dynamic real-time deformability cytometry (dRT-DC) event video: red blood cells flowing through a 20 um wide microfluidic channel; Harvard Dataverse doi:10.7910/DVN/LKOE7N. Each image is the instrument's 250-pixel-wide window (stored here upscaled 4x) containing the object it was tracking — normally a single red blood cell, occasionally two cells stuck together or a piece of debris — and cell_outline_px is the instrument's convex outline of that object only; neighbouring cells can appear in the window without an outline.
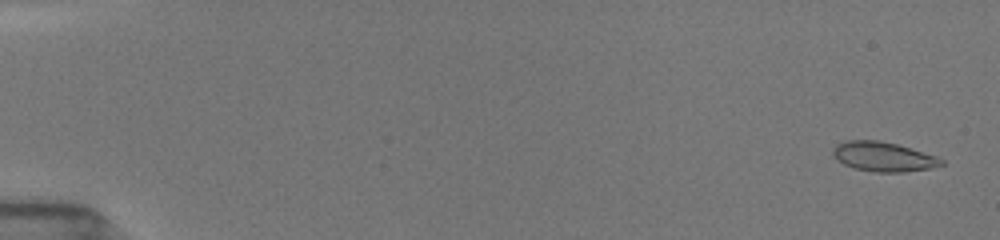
{"species": "common noctule bat (a hibernating species)", "species_latin": "Nyctalus noctula", "temperature_condition": "room temperature", "stored_images_in_passage": 53, "camera_frame_rate_fps": 3000, "um_per_image_px": 0.085, "animal": {"sex": "female", "body_mass_g": 19.5, "forearm_length_mm": 54.1}, "frame": {"image": 1, "passage_image": 2, "time_ms": 0.333, "image_size_px": [1000, 240], "cell_outline_px": [[944, 164], [928, 168], [904, 172], [876, 172], [852, 168], [844, 164], [832, 156], [832, 148], [836, 144], [844, 140], [880, 140], [896, 144], [936, 156], [944, 160]], "centroid_in_image_um": [75.02, 13.31], "position_along_channel_um": 10.0, "area_um2": 18.67}}
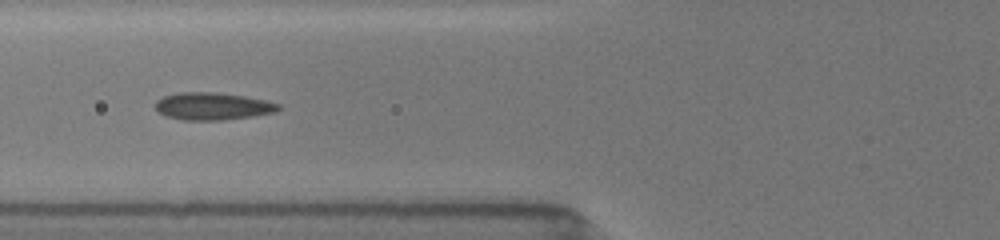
{"frame": {"image": 2, "passage_image": 22, "time_ms": 7.0, "image_size_px": [1000, 240], "cell_outline_px": [[280, 108], [276, 112], [252, 116], [220, 120], [184, 120], [164, 116], [156, 112], [156, 100], [164, 96], [180, 92], [216, 92], [244, 96], [264, 100], [280, 104]], "centroid_in_image_um": [18.04, 9.03], "position_along_channel_um": 107.8, "area_um2": 19.65}}
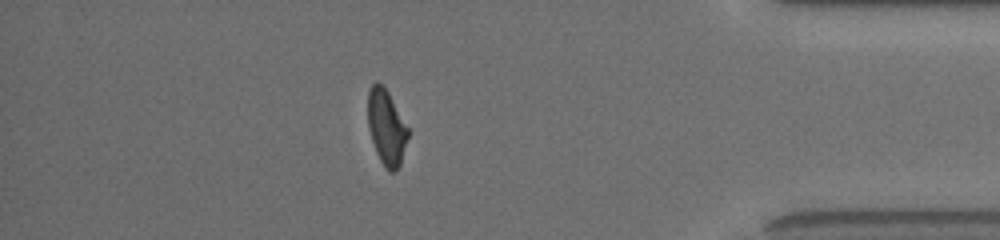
{"frame": {"image": 3, "passage_image": 47, "time_ms": 15.333, "image_size_px": [1000, 240], "cell_outline_px": [[408, 136], [400, 164], [396, 172], [388, 172], [380, 160], [376, 152], [368, 128], [368, 92], [372, 84], [376, 80], [384, 84], [408, 128]], "centroid_in_image_um": [32.83, 10.8], "position_along_channel_um": 402.4, "area_um2": 17.63}, "authors_computed_cell_mechanics": {"area_um2": 18.6694, "velocity_mm_per_s": 3.9161, "shape_relaxation_time_tau1_ms": 5.3414, "shape_relaxation_time_tau2_ms": 1.5495, "deformation_change_tau1": 0.1434, "deformation_change_tau2": 0.075}}